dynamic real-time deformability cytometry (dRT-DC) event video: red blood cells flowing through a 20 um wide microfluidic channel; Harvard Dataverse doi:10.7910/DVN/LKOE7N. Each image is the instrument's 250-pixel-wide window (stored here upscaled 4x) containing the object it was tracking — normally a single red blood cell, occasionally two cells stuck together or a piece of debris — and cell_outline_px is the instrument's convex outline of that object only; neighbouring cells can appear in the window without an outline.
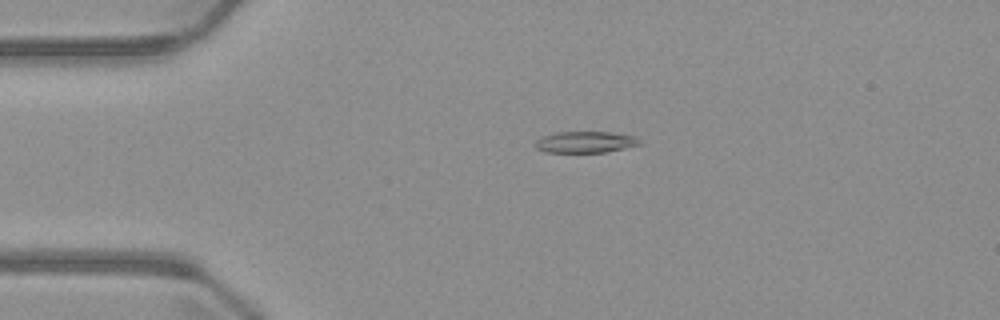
{"species": "common noctule bat (a hibernating species)", "species_latin": "Nyctalus noctula", "temperature_condition": "warm", "stored_images_in_passage": 4, "camera_frame_rate_fps": 3000, "um_per_image_px": 0.085, "animal": {"sex": "male", "body_mass_g": 23.1, "forearm_length_mm": 52.7}, "frame": {"image": 1, "passage_image": 2, "time_ms": 2.333, "image_size_px": [1000, 320], "cell_outline_px": [[644, 144], [604, 152], [544, 152], [536, 148], [536, 140], [544, 136], [556, 132], [608, 132], [636, 136]], "centroid_in_image_um": [49.79, 12.07], "position_along_channel_um": 35.2, "area_um2": 12.95}}